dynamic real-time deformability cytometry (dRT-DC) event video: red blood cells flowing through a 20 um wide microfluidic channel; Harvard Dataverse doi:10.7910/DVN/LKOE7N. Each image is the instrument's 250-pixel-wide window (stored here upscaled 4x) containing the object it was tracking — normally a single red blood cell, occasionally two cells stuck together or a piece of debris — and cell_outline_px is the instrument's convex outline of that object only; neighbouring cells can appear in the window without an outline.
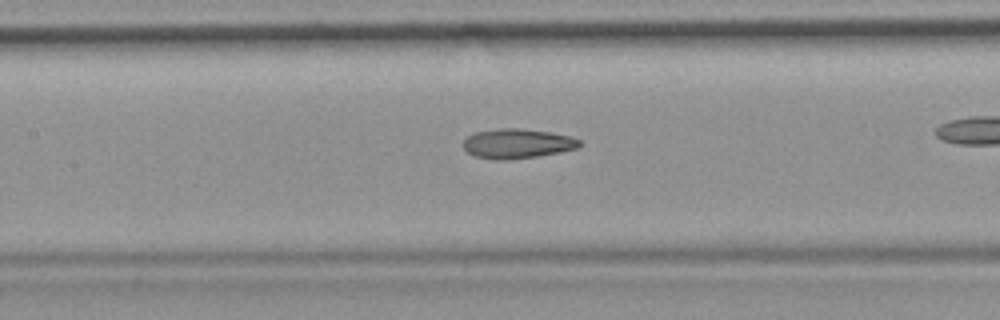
{"species": "common noctule bat (a hibernating species)", "species_latin": "Nyctalus noctula", "temperature_condition": "room temperature", "stored_images_in_passage": 25, "camera_frame_rate_fps": 3000, "um_per_image_px": 0.085, "animal": {"sex": "female", "body_mass_g": 19.9}, "frame": {"image": 1, "passage_image": 8, "time_ms": 2.333, "image_size_px": [1000, 320], "cell_outline_px": [[580, 148], [560, 152], [536, 156], [504, 160], [496, 160], [476, 156], [468, 152], [464, 148], [464, 140], [468, 136], [476, 132], [496, 128], [520, 128], [552, 132], [572, 136], [580, 140]], "centroid_in_image_um": [44.01, 12.19], "position_along_channel_um": 163.4, "area_um2": 20.11}}